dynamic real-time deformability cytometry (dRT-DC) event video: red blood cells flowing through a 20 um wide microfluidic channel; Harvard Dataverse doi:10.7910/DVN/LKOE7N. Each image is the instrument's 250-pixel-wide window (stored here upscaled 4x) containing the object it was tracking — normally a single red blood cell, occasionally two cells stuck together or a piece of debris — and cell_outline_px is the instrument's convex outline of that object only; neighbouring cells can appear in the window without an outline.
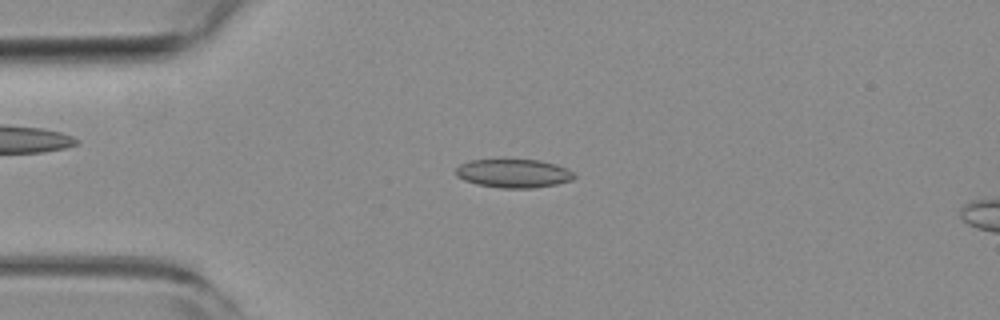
{"species": "common noctule bat (a hibernating species)", "species_latin": "Nyctalus noctula", "temperature_condition": "room temperature", "stored_images_in_passage": 53, "camera_frame_rate_fps": 3000, "um_per_image_px": 0.085, "animal": {"sex": "female", "body_mass_g": 19.3, "forearm_length_mm": 54.1}, "frame": {"image": 1, "passage_image": 13, "time_ms": 4.0, "image_size_px": [1000, 320], "cell_outline_px": [[576, 176], [572, 180], [556, 184], [532, 188], [500, 188], [476, 184], [464, 180], [456, 176], [456, 168], [460, 164], [468, 160], [540, 160], [556, 164], [572, 172]], "centroid_in_image_um": [43.62, 14.74], "position_along_channel_um": 41.4, "area_um2": 19.65}}
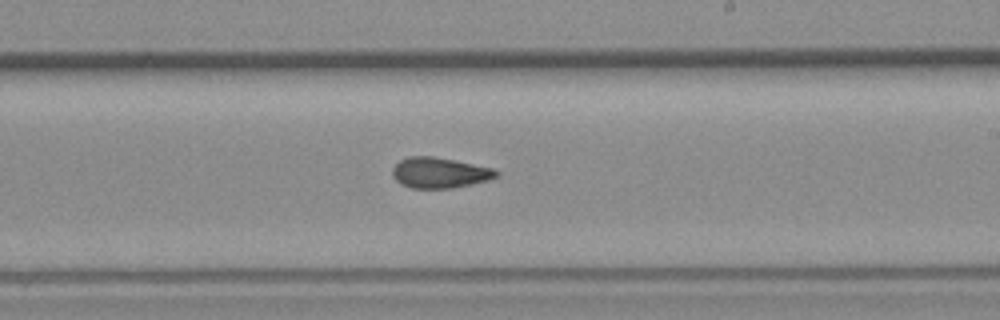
{"frame": {"image": 2, "passage_image": 31, "time_ms": 10.0, "image_size_px": [1000, 320], "cell_outline_px": [[500, 176], [488, 180], [472, 184], [452, 188], [412, 188], [400, 184], [392, 176], [392, 168], [400, 160], [408, 156], [432, 156], [496, 168], [500, 172]], "centroid_in_image_um": [37.4, 14.68], "position_along_channel_um": 251.6, "area_um2": 18.73}}
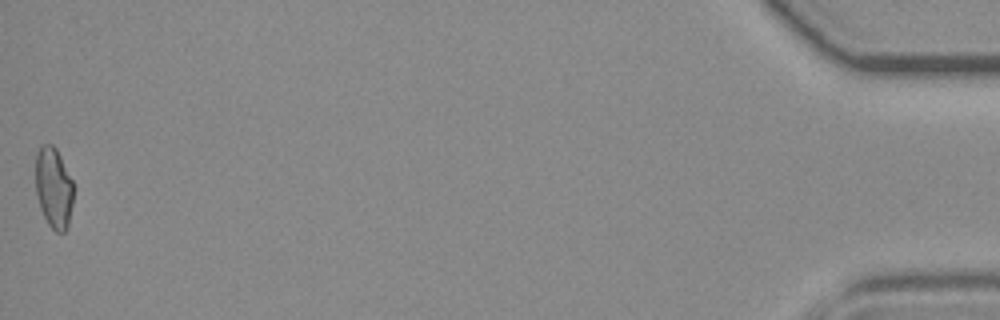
{"frame": {"image": 3, "passage_image": 53, "time_ms": 17.333, "image_size_px": [1000, 320], "cell_outline_px": [[72, 204], [68, 224], [64, 232], [56, 232], [48, 224], [40, 208], [36, 192], [36, 152], [40, 144], [52, 144], [56, 148], [72, 180]], "centroid_in_image_um": [4.54, 15.93], "position_along_channel_um": 430.7, "area_um2": 17.69}, "authors_computed_cell_mechanics": {"area_um2": 18.6694, "velocity_mm_per_s": 3.8805, "shape_relaxation_time_tau1_ms": 8.0777, "shape_relaxation_time_tau2_ms": 2.1082, "deformation_change_tau1": 0.1817, "deformation_change_tau2": 0.0831}}